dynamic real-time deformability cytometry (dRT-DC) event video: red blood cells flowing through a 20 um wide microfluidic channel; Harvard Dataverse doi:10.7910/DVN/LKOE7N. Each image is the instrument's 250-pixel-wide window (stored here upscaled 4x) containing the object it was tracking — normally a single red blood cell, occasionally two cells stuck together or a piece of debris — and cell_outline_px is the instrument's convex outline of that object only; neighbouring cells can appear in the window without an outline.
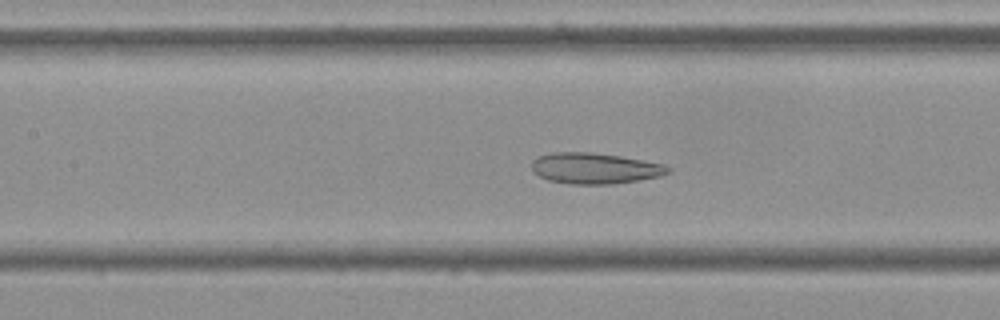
{"species": "Egyptian fruit bat (a non-hibernating species)", "species_latin": "Rousettus aegyptiacus", "temperature_condition": "cold", "stored_images_in_passage": 56, "camera_frame_rate_fps": 3000, "um_per_image_px": 0.085, "frame": {"image": 1, "passage_image": 25, "time_ms": 8.0, "image_size_px": [1000, 320], "cell_outline_px": [[672, 172], [660, 176], [640, 180], [612, 184], [572, 184], [548, 180], [540, 176], [532, 168], [532, 160], [540, 156], [552, 152], [592, 152], [620, 156], [664, 164], [672, 168]], "centroid_in_image_um": [50.61, 14.3], "position_along_channel_um": 156.8, "area_um2": 24.57}}
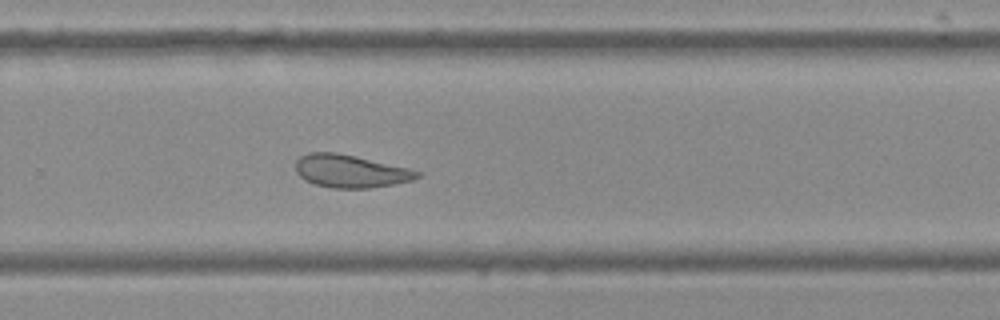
{"frame": {"image": 2, "passage_image": 37, "time_ms": 12.0, "image_size_px": [1000, 320], "cell_outline_px": [[420, 176], [412, 180], [392, 184], [368, 188], [332, 188], [316, 184], [304, 180], [296, 172], [296, 160], [300, 156], [308, 152], [336, 152], [356, 156], [412, 168], [420, 172]], "centroid_in_image_um": [29.79, 14.53], "position_along_channel_um": 300.0, "area_um2": 23.35}}
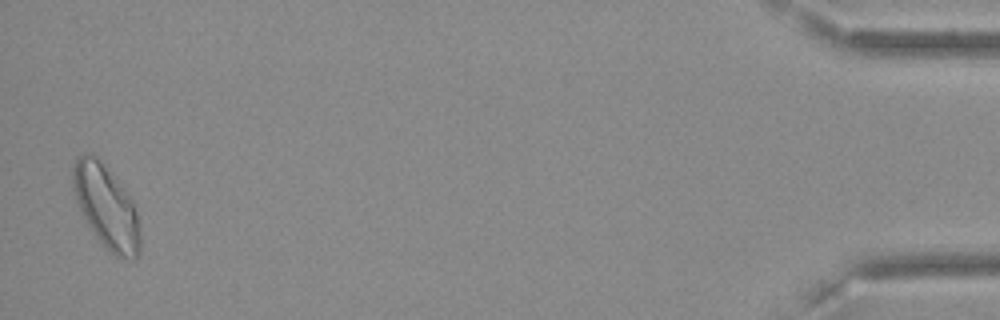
{"frame": {"image": 3, "passage_image": 55, "time_ms": 18.0, "image_size_px": [1000, 320], "cell_outline_px": [[140, 256], [132, 260], [120, 260], [100, 244], [88, 224], [76, 200], [72, 188], [72, 168], [76, 156], [88, 152], [92, 152], [100, 160], [132, 200], [136, 208], [140, 228]], "centroid_in_image_um": [9.04, 17.62], "position_along_channel_um": 426.2, "area_um2": 32.89}, "authors_computed_cell_mechanics": {"area_um2": 26.8481, "velocity_mm_per_s": 3.5864, "shape_relaxation_time_tau1_ms": null, "shape_relaxation_time_tau2_ms": 2.7659, "deformation_change_tau1": null, "deformation_change_tau2": 0.1025}}